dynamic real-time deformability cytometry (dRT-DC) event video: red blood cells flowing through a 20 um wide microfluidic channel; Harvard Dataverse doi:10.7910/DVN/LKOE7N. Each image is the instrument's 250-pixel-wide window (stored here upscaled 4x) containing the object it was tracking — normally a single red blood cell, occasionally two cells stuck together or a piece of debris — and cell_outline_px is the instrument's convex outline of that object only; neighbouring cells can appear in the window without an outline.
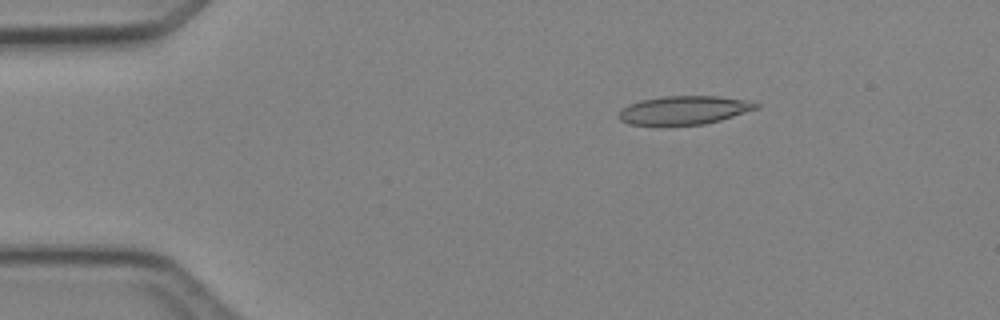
{"species": "Egyptian fruit bat (a non-hibernating species)", "species_latin": "Rousettus aegyptiacus", "temperature_condition": "cold", "stored_images_in_passage": 3, "camera_frame_rate_fps": 3000, "um_per_image_px": 0.085, "animal": {"sex": "female"}, "frame": {"image": 1, "passage_image": 2, "time_ms": 1.333, "image_size_px": [1000, 320], "cell_outline_px": [[760, 108], [720, 120], [704, 124], [628, 124], [620, 120], [620, 112], [628, 104], [640, 100], [664, 96], [716, 96], [744, 100], [760, 104]], "centroid_in_image_um": [58.17, 9.35], "position_along_channel_um": 26.8, "area_um2": 22.43}}